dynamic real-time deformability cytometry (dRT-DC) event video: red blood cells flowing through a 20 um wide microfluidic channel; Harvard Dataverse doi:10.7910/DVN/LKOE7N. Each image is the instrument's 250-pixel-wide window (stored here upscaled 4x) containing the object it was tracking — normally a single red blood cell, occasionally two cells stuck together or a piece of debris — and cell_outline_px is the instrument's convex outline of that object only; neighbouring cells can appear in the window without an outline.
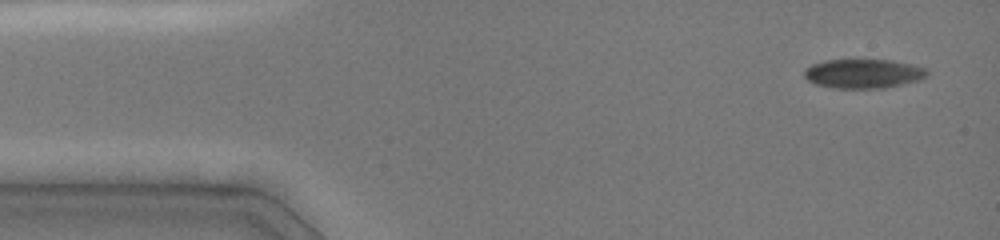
{"species": "common noctule bat (a hibernating species)", "species_latin": "Nyctalus noctula", "temperature_condition": "cold", "stored_images_in_passage": 21, "camera_frame_rate_fps": 3000, "um_per_image_px": 0.085, "animal": {"sex": "female", "body_mass_g": 19.0, "forearm_length_mm": 51.5}, "frame": {"image": 1, "passage_image": 1, "time_ms": 0.0, "image_size_px": [1000, 240], "cell_outline_px": [[928, 76], [904, 84], [884, 88], [832, 88], [816, 84], [808, 80], [804, 76], [804, 68], [812, 64], [824, 60], [856, 56], [892, 60], [912, 64], [928, 68]], "centroid_in_image_um": [73.36, 6.2], "position_along_channel_um": 11.6, "area_um2": 22.02}}
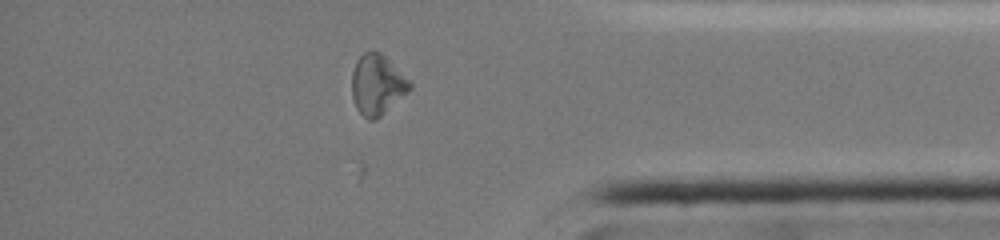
{"frame": {"image": 2, "passage_image": 17, "time_ms": 12.333, "image_size_px": [1000, 240], "cell_outline_px": [[412, 88], [408, 92], [376, 120], [368, 120], [356, 108], [352, 96], [352, 72], [356, 60], [364, 52], [380, 52], [412, 84]], "centroid_in_image_um": [32.03, 7.22], "position_along_channel_um": 403.2, "area_um2": 20.0}}